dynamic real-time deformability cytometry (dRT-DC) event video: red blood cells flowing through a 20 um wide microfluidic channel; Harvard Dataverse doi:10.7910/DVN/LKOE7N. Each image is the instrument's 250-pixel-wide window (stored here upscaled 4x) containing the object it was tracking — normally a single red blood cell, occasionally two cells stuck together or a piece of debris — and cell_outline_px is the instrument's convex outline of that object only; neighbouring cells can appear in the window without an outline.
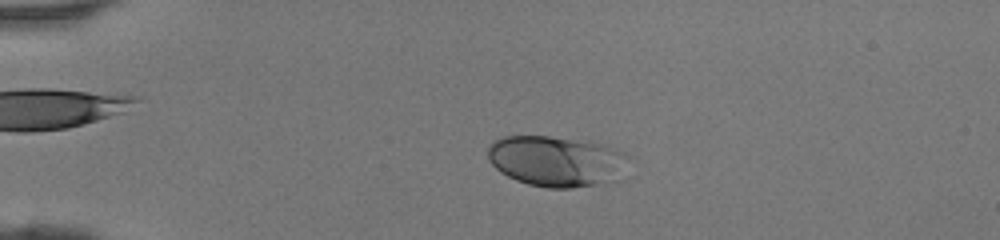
{"species": "human", "species_latin": "Homo sapiens", "temperature_condition": "room temperature", "stored_images_in_passage": 47, "camera_frame_rate_fps": 3000, "um_per_image_px": 0.085, "donor": {"sex": "female"}, "frame": {"image": 1, "passage_image": 12, "time_ms": 3.667, "image_size_px": [1000, 240], "cell_outline_px": [[628, 156], [616, 180], [608, 184], [572, 188], [548, 188], [528, 184], [516, 180], [500, 172], [488, 160], [488, 148], [492, 140], [500, 136], [548, 136], [588, 140], [604, 144], [624, 152]], "centroid_in_image_um": [47.27, 13.69], "position_along_channel_um": 37.7, "area_um2": 42.02}}
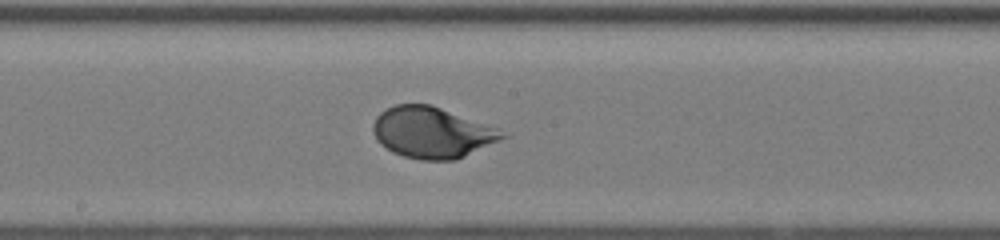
{"frame": {"image": 2, "passage_image": 27, "time_ms": 8.667, "image_size_px": [1000, 240], "cell_outline_px": [[508, 136], [500, 140], [456, 160], [420, 160], [404, 156], [392, 152], [380, 144], [376, 140], [372, 132], [372, 124], [376, 116], [380, 112], [396, 104], [428, 104], [440, 108], [496, 128]], "centroid_in_image_um": [36.65, 11.28], "position_along_channel_um": 211.5, "area_um2": 38.09}}
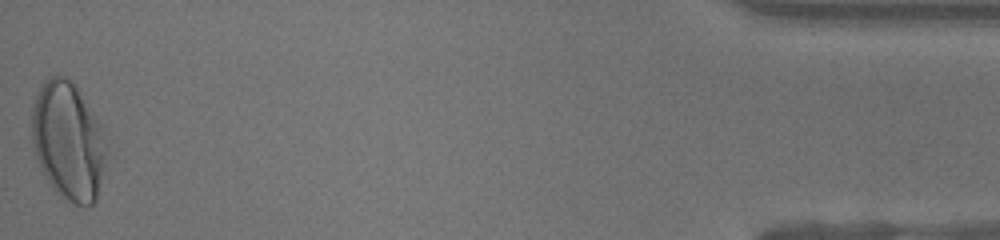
{"frame": {"image": 3, "passage_image": 47, "time_ms": 15.333, "image_size_px": [1000, 240], "cell_outline_px": [[104, 156], [96, 200], [92, 204], [76, 204], [68, 200], [56, 192], [44, 176], [36, 156], [32, 144], [32, 108], [40, 84], [52, 76], [64, 76], [72, 80], [76, 84], [96, 120], [100, 128], [104, 148]], "centroid_in_image_um": [5.72, 11.94], "position_along_channel_um": 429.5, "area_um2": 50.0}}